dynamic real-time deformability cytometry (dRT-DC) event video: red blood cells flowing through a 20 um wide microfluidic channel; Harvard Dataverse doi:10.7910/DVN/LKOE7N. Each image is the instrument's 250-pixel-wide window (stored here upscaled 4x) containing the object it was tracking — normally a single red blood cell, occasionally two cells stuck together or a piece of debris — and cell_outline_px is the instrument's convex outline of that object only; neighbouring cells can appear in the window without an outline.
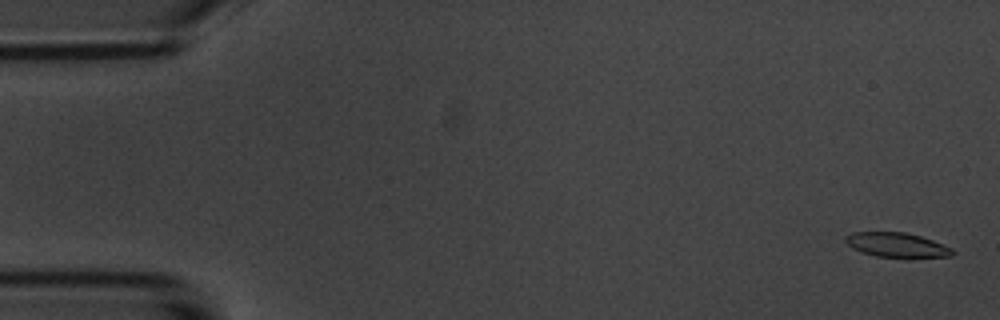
{"species": "common noctule bat (a hibernating species)", "species_latin": "Nyctalus noctula", "temperature_condition": "room temperature", "stored_images_in_passage": 5, "camera_frame_rate_fps": 3000, "um_per_image_px": 0.085, "animal": {"sex": "male", "body_mass_g": 20.1, "forearm_length_mm": 53.5}, "frame": {"image": 1, "passage_image": 1, "time_ms": 0.0, "image_size_px": [1000, 320], "cell_outline_px": [[956, 252], [952, 256], [908, 260], [876, 256], [860, 252], [852, 248], [844, 240], [844, 236], [852, 232], [904, 232], [920, 236], [932, 240], [952, 248]], "centroid_in_image_um": [76.27, 20.87], "position_along_channel_um": 8.7, "area_um2": 16.07}}